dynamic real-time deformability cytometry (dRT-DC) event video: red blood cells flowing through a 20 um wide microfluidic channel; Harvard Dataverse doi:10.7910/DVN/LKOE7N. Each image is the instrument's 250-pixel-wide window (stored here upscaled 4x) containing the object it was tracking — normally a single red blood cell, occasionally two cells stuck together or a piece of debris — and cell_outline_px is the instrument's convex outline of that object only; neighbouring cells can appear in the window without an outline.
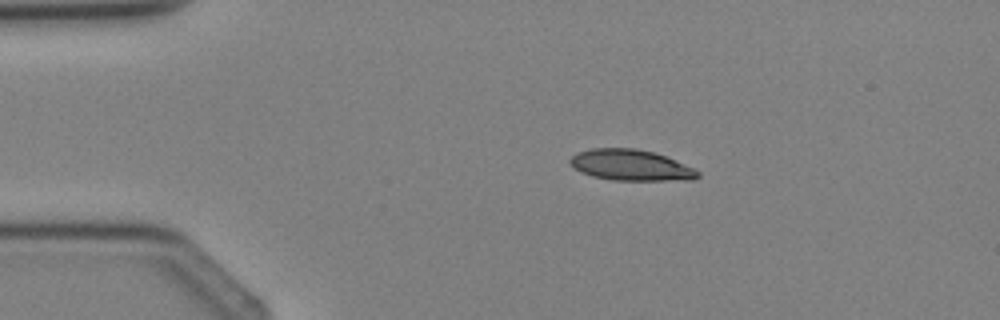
{"species": "Egyptian fruit bat (a non-hibernating species)", "species_latin": "Rousettus aegyptiacus", "temperature_condition": "cold", "stored_images_in_passage": 3, "camera_frame_rate_fps": 3000, "um_per_image_px": 0.085, "animal": {"sex": "female"}, "frame": {"image": 1, "passage_image": 2, "time_ms": 1.0, "image_size_px": [1000, 320], "cell_outline_px": [[700, 176], [692, 180], [612, 180], [592, 176], [580, 172], [572, 168], [568, 160], [576, 152], [592, 148], [636, 148], [652, 152], [664, 156], [692, 168], [700, 172]], "centroid_in_image_um": [53.55, 14.04], "position_along_channel_um": 31.5, "area_um2": 23.0}}